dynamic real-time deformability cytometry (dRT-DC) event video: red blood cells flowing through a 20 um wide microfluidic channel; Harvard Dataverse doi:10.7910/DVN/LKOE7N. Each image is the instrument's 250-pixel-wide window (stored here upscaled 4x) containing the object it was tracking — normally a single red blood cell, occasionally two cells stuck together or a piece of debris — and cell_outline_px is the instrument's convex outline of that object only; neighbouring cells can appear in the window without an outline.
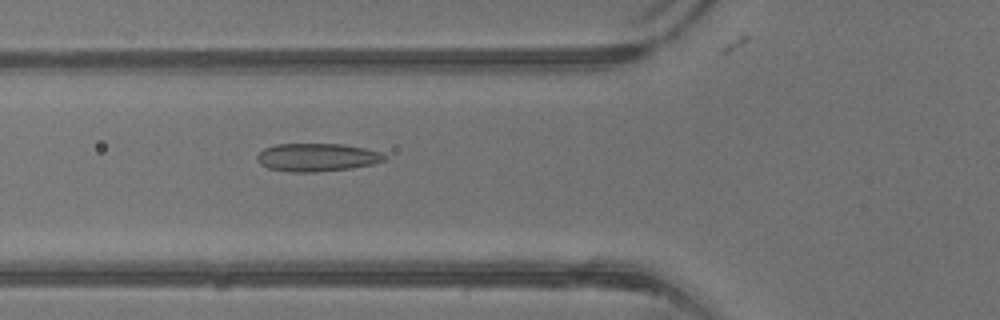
{"species": "common noctule bat (a hibernating species)", "species_latin": "Nyctalus noctula", "temperature_condition": "warm", "stored_images_in_passage": 23, "camera_frame_rate_fps": 3000, "um_per_image_px": 0.085, "animal": {"sex": "male", "body_mass_g": 13.3}, "frame": {"image": 1, "passage_image": 15, "time_ms": 4.667, "image_size_px": [1000, 320], "cell_outline_px": [[388, 160], [372, 164], [352, 168], [312, 172], [288, 172], [268, 168], [260, 164], [256, 160], [256, 156], [264, 148], [276, 144], [344, 144], [384, 152], [388, 156]], "centroid_in_image_um": [26.98, 13.37], "position_along_channel_um": 98.8, "area_um2": 21.1}}
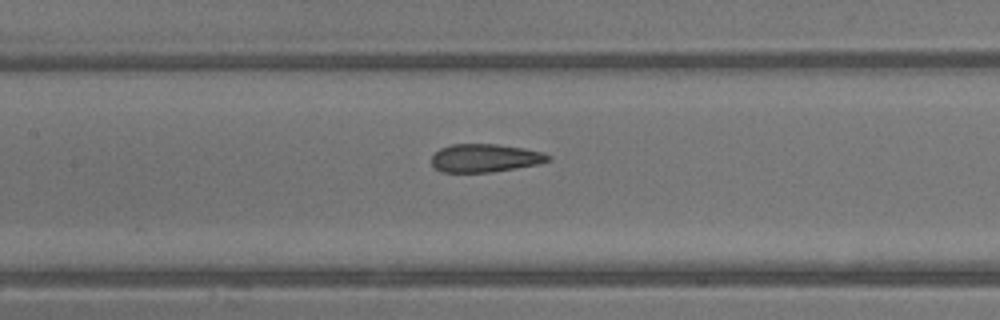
{"frame": {"image": 2, "passage_image": 19, "time_ms": 6.0, "image_size_px": [1000, 320], "cell_outline_px": [[552, 160], [536, 164], [516, 168], [492, 172], [440, 172], [432, 168], [432, 156], [440, 148], [452, 144], [496, 144], [524, 148], [544, 152], [552, 156]], "centroid_in_image_um": [41.23, 13.43], "position_along_channel_um": 166.2, "area_um2": 19.31}}
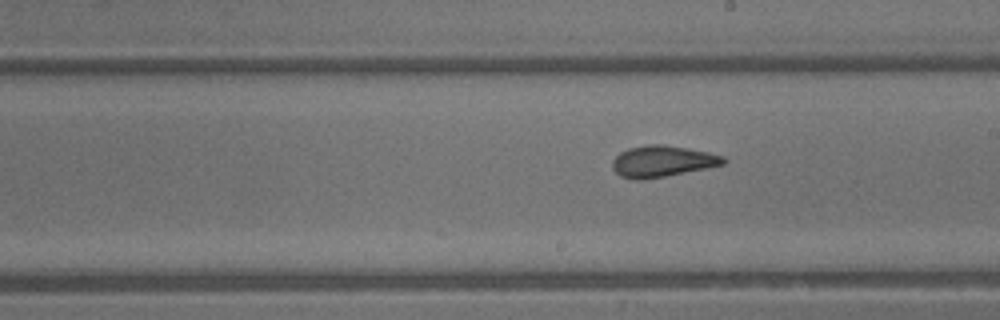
{"frame": {"image": 3, "passage_image": 23, "time_ms": 7.333, "image_size_px": [1000, 320], "cell_outline_px": [[728, 160], [724, 164], [708, 168], [664, 176], [640, 180], [632, 180], [620, 176], [612, 168], [612, 160], [620, 152], [628, 148], [652, 144], [664, 144], [688, 148], [708, 152], [724, 156]], "centroid_in_image_um": [56.3, 13.71], "position_along_channel_um": 232.7, "area_um2": 20.35}}